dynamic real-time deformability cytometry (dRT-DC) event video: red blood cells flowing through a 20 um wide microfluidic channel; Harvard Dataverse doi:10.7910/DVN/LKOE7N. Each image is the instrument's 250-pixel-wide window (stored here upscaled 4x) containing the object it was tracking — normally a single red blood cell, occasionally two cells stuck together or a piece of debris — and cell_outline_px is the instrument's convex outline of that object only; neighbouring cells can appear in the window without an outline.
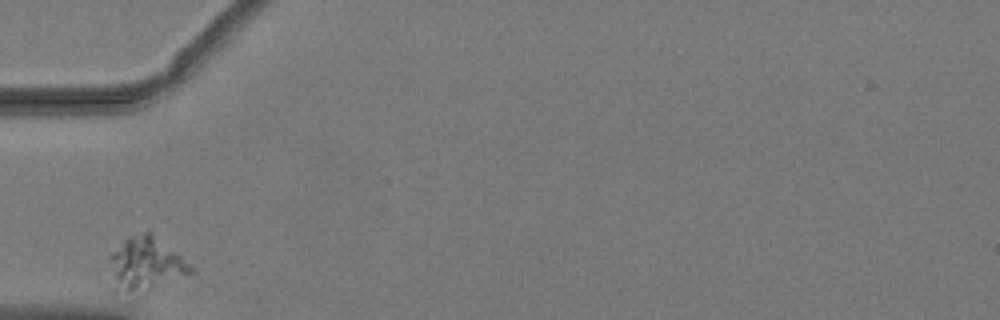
{"species": "common noctule bat (a hibernating species)", "species_latin": "Nyctalus noctula", "temperature_condition": "warm", "stored_images_in_passage": 11, "camera_frame_rate_fps": 3000, "um_per_image_px": 0.085, "animal": {"sex": "male", "body_mass_g": 19.2, "forearm_length_mm": 51.8}, "frame": {"image": 1, "passage_image": 1, "time_ms": 0.0, "image_size_px": [1000, 320], "cell_outline_px": [[196, 272], [132, 300], [112, 292], [108, 256], [124, 240], [148, 228], [188, 264]], "centroid_in_image_um": [12.29, 22.58], "position_along_channel_um": 72.7, "area_um2": 27.11}}
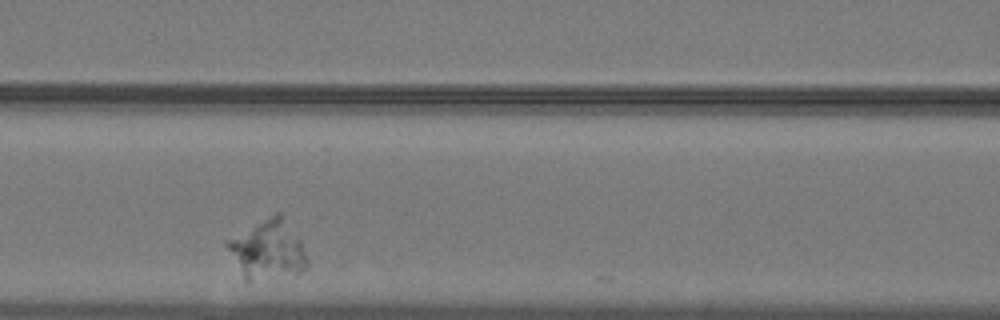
{"frame": {"image": 2, "passage_image": 7, "time_ms": 2.0, "image_size_px": [1000, 320], "cell_outline_px": [[308, 268], [300, 272], [248, 280], [244, 280], [224, 244], [224, 240], [276, 212], [280, 212], [300, 240], [308, 260]], "centroid_in_image_um": [22.72, 21.19], "position_along_channel_um": 143.9, "area_um2": 27.11}}
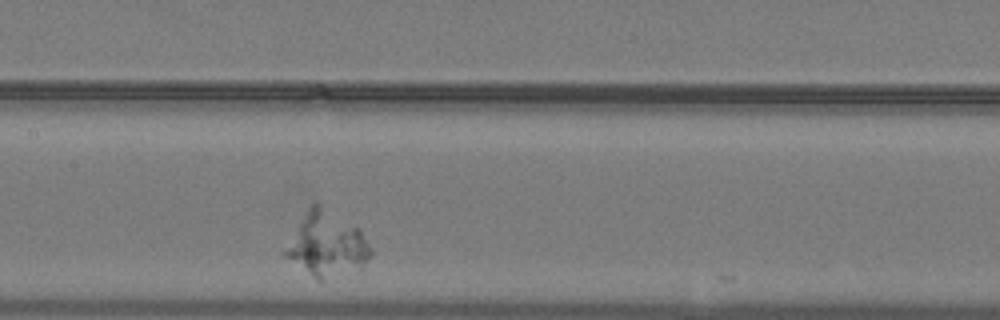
{"frame": {"image": 3, "passage_image": 10, "time_ms": 3.0, "image_size_px": [1000, 320], "cell_outline_px": [[376, 252], [360, 268], [320, 280], [316, 280], [284, 256], [280, 252], [312, 204], [316, 204], [356, 228], [360, 232]], "centroid_in_image_um": [27.76, 20.85], "position_along_channel_um": 179.6, "area_um2": 30.98}}